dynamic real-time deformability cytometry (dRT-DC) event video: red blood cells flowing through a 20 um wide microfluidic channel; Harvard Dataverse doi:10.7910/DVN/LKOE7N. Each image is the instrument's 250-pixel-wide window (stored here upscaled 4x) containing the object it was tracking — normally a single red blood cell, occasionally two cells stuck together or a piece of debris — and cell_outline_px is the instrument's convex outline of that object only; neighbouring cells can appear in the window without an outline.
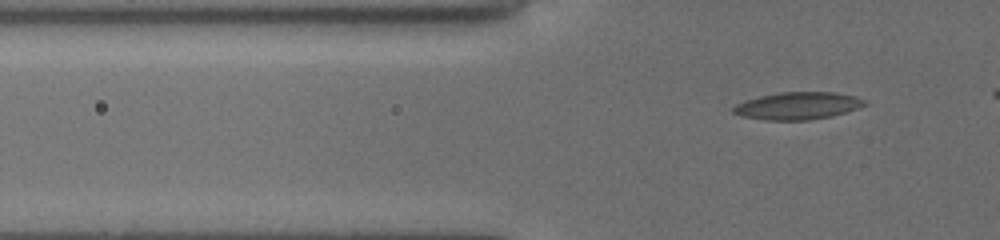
{"species": "common noctule bat (a hibernating species)", "species_latin": "Nyctalus noctula", "temperature_condition": "cold", "stored_images_in_passage": 44, "camera_frame_rate_fps": 3000, "um_per_image_px": 0.085, "animal": {"sex": "female", "body_mass_g": 19.5, "forearm_length_mm": 54.1}, "frame": {"image": 1, "passage_image": 13, "time_ms": 4.0, "image_size_px": [1000, 240], "cell_outline_px": [[868, 104], [832, 116], [808, 120], [764, 120], [740, 116], [732, 112], [732, 108], [736, 104], [744, 100], [760, 96], [780, 92], [832, 92], [852, 96], [864, 100]], "centroid_in_image_um": [67.73, 9.0], "position_along_channel_um": 58.1, "area_um2": 20.81}}
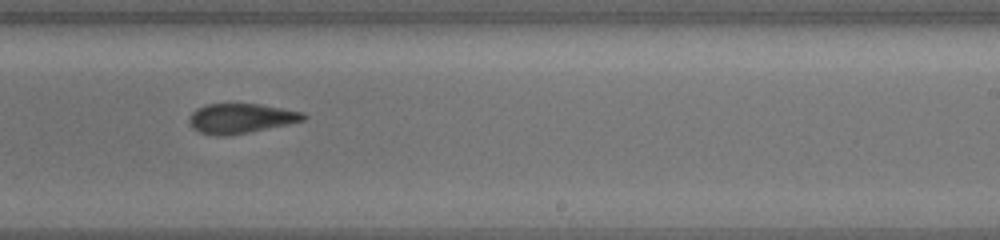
{"frame": {"image": 2, "passage_image": 31, "time_ms": 10.0, "image_size_px": [1000, 240], "cell_outline_px": [[308, 116], [304, 120], [288, 124], [248, 132], [224, 136], [220, 136], [200, 132], [192, 128], [188, 120], [192, 112], [196, 108], [208, 104], [260, 104], [284, 108], [304, 112]], "centroid_in_image_um": [20.48, 10.05], "position_along_channel_um": 268.5, "area_um2": 19.77}}
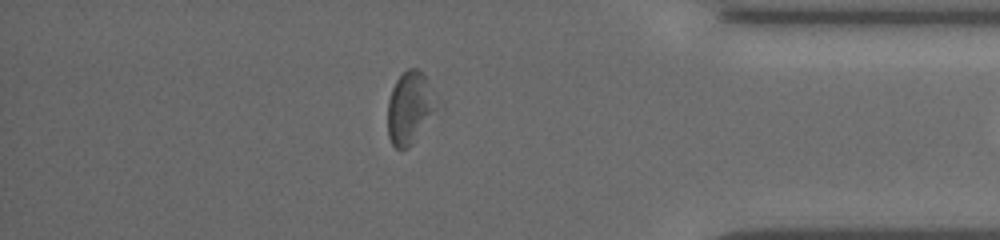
{"frame": {"image": 3, "passage_image": 43, "time_ms": 14.0, "image_size_px": [1000, 240], "cell_outline_px": [[444, 108], [412, 144], [408, 148], [396, 148], [392, 144], [388, 136], [388, 100], [392, 88], [396, 80], [408, 68], [416, 68], [424, 72], [444, 104]], "centroid_in_image_um": [34.99, 9.14], "position_along_channel_um": 400.2, "area_um2": 22.2}}